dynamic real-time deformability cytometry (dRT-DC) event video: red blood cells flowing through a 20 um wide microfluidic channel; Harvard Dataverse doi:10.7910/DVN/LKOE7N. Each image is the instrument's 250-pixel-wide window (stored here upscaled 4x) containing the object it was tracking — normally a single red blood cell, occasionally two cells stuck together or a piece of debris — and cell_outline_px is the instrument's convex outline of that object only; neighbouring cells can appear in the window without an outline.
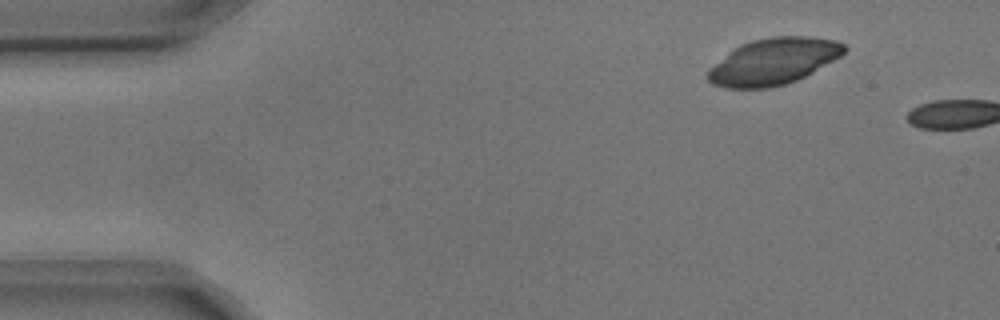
{"species": "common noctule bat (a hibernating species)", "species_latin": "Nyctalus noctula", "temperature_condition": "cold", "stored_images_in_passage": 2, "camera_frame_rate_fps": 3000, "um_per_image_px": 0.085, "animal": {"sex": "male", "body_mass_g": 17.9, "forearm_length_mm": 54.2}, "frame": {"image": 1, "passage_image": 1, "time_ms": 0.0, "image_size_px": [1000, 320], "cell_outline_px": [[848, 48], [840, 56], [812, 72], [796, 80], [784, 84], [768, 88], [724, 88], [712, 84], [708, 80], [708, 68], [728, 52], [740, 44], [752, 40], [772, 36], [812, 36], [836, 40], [844, 44]], "centroid_in_image_um": [65.72, 5.21], "position_along_channel_um": 19.3, "area_um2": 36.88}}